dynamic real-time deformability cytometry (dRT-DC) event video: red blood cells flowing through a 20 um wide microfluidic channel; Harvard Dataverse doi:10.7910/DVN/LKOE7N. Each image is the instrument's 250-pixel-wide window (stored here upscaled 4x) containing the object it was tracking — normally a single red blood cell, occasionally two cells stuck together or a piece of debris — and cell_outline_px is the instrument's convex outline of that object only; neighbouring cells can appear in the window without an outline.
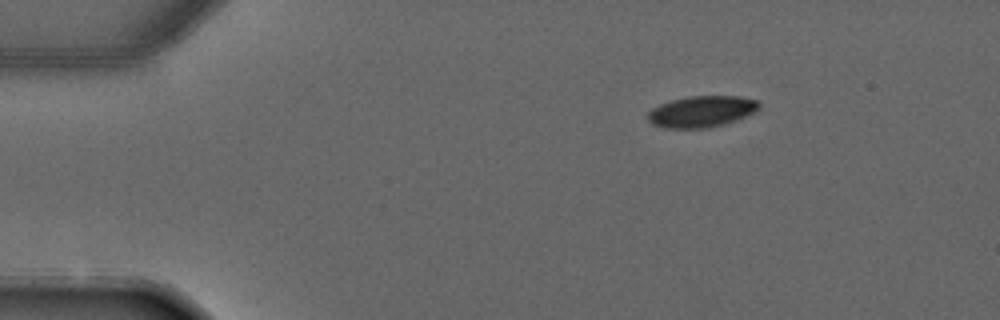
{"species": "common noctule bat (a hibernating species)", "species_latin": "Nyctalus noctula", "temperature_condition": "warm", "stored_images_in_passage": 2, "camera_frame_rate_fps": 3000, "um_per_image_px": 0.085, "animal": {"sex": "male", "forearm_length_mm": 52.5}, "frame": {"image": 1, "passage_image": 2, "time_ms": 2.0, "image_size_px": [1000, 320], "cell_outline_px": [[760, 108], [756, 112], [736, 120], [724, 124], [708, 128], [664, 128], [652, 124], [648, 120], [648, 112], [652, 108], [660, 104], [672, 100], [688, 96], [740, 96], [756, 100], [760, 104]], "centroid_in_image_um": [59.65, 9.48], "position_along_channel_um": 25.4, "area_um2": 20.4}}